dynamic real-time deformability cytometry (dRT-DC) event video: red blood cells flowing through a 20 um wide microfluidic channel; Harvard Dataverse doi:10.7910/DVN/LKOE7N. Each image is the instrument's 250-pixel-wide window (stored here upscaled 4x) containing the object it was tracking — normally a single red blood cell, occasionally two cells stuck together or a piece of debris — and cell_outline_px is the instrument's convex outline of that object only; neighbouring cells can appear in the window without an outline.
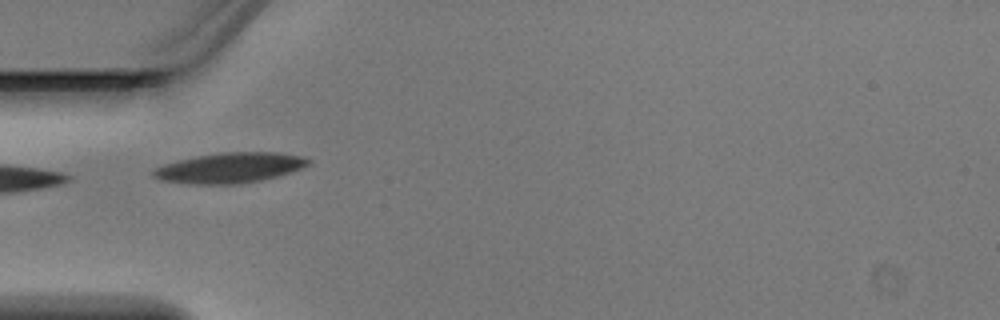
{"species": "Egyptian fruit bat (a non-hibernating species)", "species_latin": "Rousettus aegyptiacus", "temperature_condition": "warm", "stored_images_in_passage": 5, "camera_frame_rate_fps": 3000, "um_per_image_px": 0.085, "animal": {"sex": "male"}, "frame": {"image": 1, "passage_image": 5, "time_ms": 1.333, "image_size_px": [1000, 320], "cell_outline_px": [[312, 160], [308, 164], [300, 168], [276, 176], [260, 180], [236, 184], [192, 184], [160, 180], [152, 176], [152, 172], [156, 168], [164, 164], [176, 160], [196, 156], [220, 152], [280, 152], [304, 156]], "centroid_in_image_um": [19.51, 14.25], "position_along_channel_um": 65.5, "area_um2": 27.28}}